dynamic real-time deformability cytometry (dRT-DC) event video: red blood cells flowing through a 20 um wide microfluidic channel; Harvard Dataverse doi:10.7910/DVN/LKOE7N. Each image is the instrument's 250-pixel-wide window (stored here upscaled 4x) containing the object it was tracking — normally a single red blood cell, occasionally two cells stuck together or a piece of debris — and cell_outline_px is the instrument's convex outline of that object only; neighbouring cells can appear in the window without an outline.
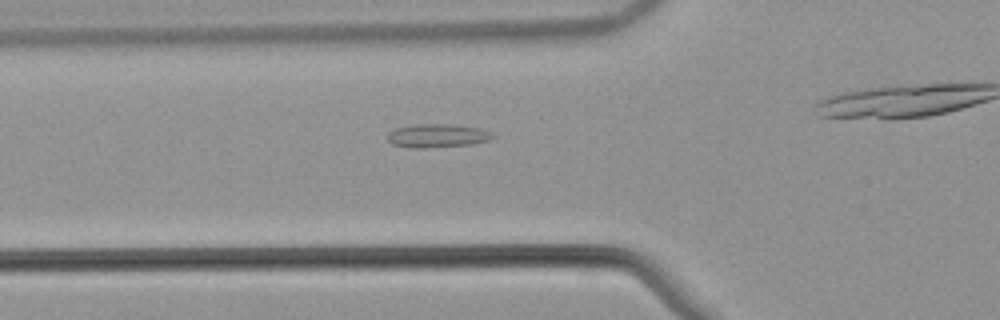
{"species": "common noctule bat (a hibernating species)", "species_latin": "Nyctalus noctula", "temperature_condition": "warm", "stored_images_in_passage": 25, "camera_frame_rate_fps": 3000, "um_per_image_px": 0.085, "animal": {"sex": "male", "body_mass_g": 21.5, "forearm_length_mm": 52.0}, "frame": {"image": 1, "passage_image": 2, "time_ms": 0.333, "image_size_px": [1000, 320], "cell_outline_px": [[496, 136], [488, 140], [472, 144], [424, 148], [408, 148], [392, 144], [388, 140], [388, 132], [392, 128], [412, 124], [452, 124], [480, 128], [492, 132]], "centroid_in_image_um": [37.14, 11.53], "position_along_channel_um": 88.7, "area_um2": 14.68}}
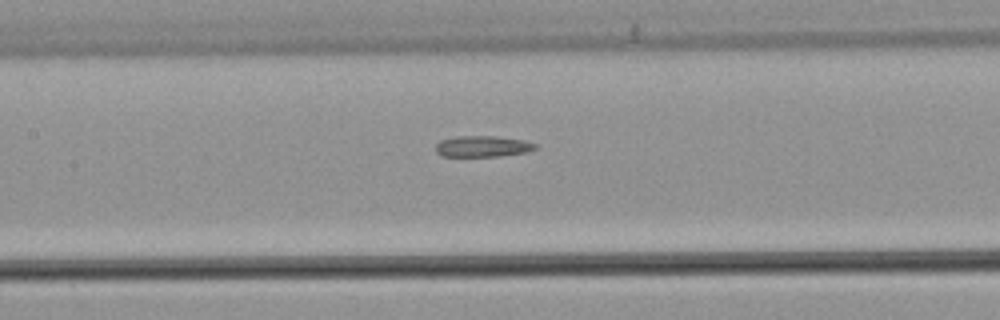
{"frame": {"image": 2, "passage_image": 8, "time_ms": 2.333, "image_size_px": [1000, 320], "cell_outline_px": [[536, 148], [524, 152], [500, 156], [444, 156], [436, 152], [436, 144], [440, 140], [456, 136], [496, 136], [524, 140], [536, 144]], "centroid_in_image_um": [40.99, 12.43], "position_along_channel_um": 166.4, "area_um2": 12.14}}
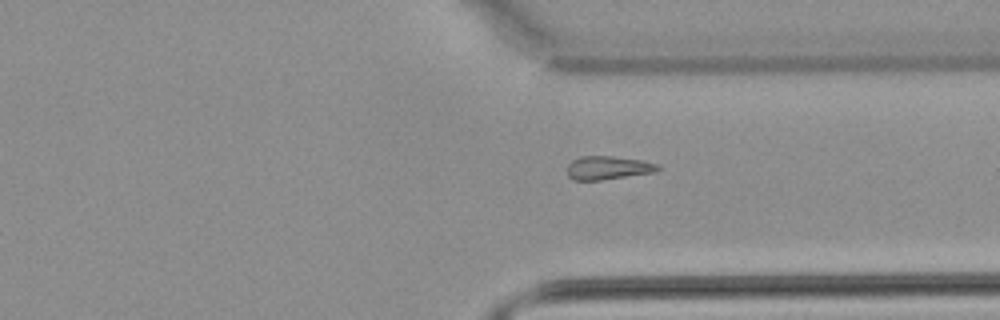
{"frame": {"image": 3, "passage_image": 23, "time_ms": 7.333, "image_size_px": [1000, 320], "cell_outline_px": [[664, 168], [656, 172], [600, 180], [572, 180], [568, 176], [568, 164], [572, 160], [580, 156], [612, 156], [644, 160], [660, 164]], "centroid_in_image_um": [51.75, 14.25], "position_along_channel_um": 359.7, "area_um2": 12.66}}